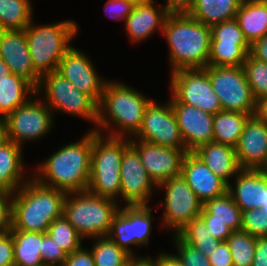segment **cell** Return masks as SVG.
I'll list each match as a JSON object with an SVG mask.
<instances>
[{
	"label": "cell",
	"mask_w": 267,
	"mask_h": 266,
	"mask_svg": "<svg viewBox=\"0 0 267 266\" xmlns=\"http://www.w3.org/2000/svg\"><path fill=\"white\" fill-rule=\"evenodd\" d=\"M151 101L152 98L127 84L106 81L98 104L95 131L100 134L107 131L104 136L132 138L140 129L145 109Z\"/></svg>",
	"instance_id": "obj_1"
},
{
	"label": "cell",
	"mask_w": 267,
	"mask_h": 266,
	"mask_svg": "<svg viewBox=\"0 0 267 266\" xmlns=\"http://www.w3.org/2000/svg\"><path fill=\"white\" fill-rule=\"evenodd\" d=\"M91 154L92 130H88L79 141L66 144L51 154L31 177L46 187L67 193L86 191L91 171Z\"/></svg>",
	"instance_id": "obj_2"
},
{
	"label": "cell",
	"mask_w": 267,
	"mask_h": 266,
	"mask_svg": "<svg viewBox=\"0 0 267 266\" xmlns=\"http://www.w3.org/2000/svg\"><path fill=\"white\" fill-rule=\"evenodd\" d=\"M162 35L169 48L171 73L182 69H204L208 65L210 26L187 13L168 14Z\"/></svg>",
	"instance_id": "obj_3"
},
{
	"label": "cell",
	"mask_w": 267,
	"mask_h": 266,
	"mask_svg": "<svg viewBox=\"0 0 267 266\" xmlns=\"http://www.w3.org/2000/svg\"><path fill=\"white\" fill-rule=\"evenodd\" d=\"M67 192L46 187L30 177L13 194L12 229L46 233L63 216Z\"/></svg>",
	"instance_id": "obj_4"
},
{
	"label": "cell",
	"mask_w": 267,
	"mask_h": 266,
	"mask_svg": "<svg viewBox=\"0 0 267 266\" xmlns=\"http://www.w3.org/2000/svg\"><path fill=\"white\" fill-rule=\"evenodd\" d=\"M129 138L104 136L92 130L91 171L88 191L119 202L121 196L120 167Z\"/></svg>",
	"instance_id": "obj_5"
},
{
	"label": "cell",
	"mask_w": 267,
	"mask_h": 266,
	"mask_svg": "<svg viewBox=\"0 0 267 266\" xmlns=\"http://www.w3.org/2000/svg\"><path fill=\"white\" fill-rule=\"evenodd\" d=\"M34 70L42 77L57 71L58 64L72 47L78 32L75 21L64 20L48 25H36L32 21L24 29Z\"/></svg>",
	"instance_id": "obj_6"
},
{
	"label": "cell",
	"mask_w": 267,
	"mask_h": 266,
	"mask_svg": "<svg viewBox=\"0 0 267 266\" xmlns=\"http://www.w3.org/2000/svg\"><path fill=\"white\" fill-rule=\"evenodd\" d=\"M120 203L92 194L88 190L68 192L63 217L83 238L107 236Z\"/></svg>",
	"instance_id": "obj_7"
},
{
	"label": "cell",
	"mask_w": 267,
	"mask_h": 266,
	"mask_svg": "<svg viewBox=\"0 0 267 266\" xmlns=\"http://www.w3.org/2000/svg\"><path fill=\"white\" fill-rule=\"evenodd\" d=\"M43 89V101L53 113L60 111L70 116H79L95 125V128L90 130L96 129L98 104L89 95L79 91L68 79L56 71L45 74L36 88V97L43 93Z\"/></svg>",
	"instance_id": "obj_8"
},
{
	"label": "cell",
	"mask_w": 267,
	"mask_h": 266,
	"mask_svg": "<svg viewBox=\"0 0 267 266\" xmlns=\"http://www.w3.org/2000/svg\"><path fill=\"white\" fill-rule=\"evenodd\" d=\"M204 70L208 73L222 110L254 116L256 99L247 82L243 66L215 67L207 65Z\"/></svg>",
	"instance_id": "obj_9"
},
{
	"label": "cell",
	"mask_w": 267,
	"mask_h": 266,
	"mask_svg": "<svg viewBox=\"0 0 267 266\" xmlns=\"http://www.w3.org/2000/svg\"><path fill=\"white\" fill-rule=\"evenodd\" d=\"M170 102L191 105L215 115L222 110L204 69H182L170 74Z\"/></svg>",
	"instance_id": "obj_10"
},
{
	"label": "cell",
	"mask_w": 267,
	"mask_h": 266,
	"mask_svg": "<svg viewBox=\"0 0 267 266\" xmlns=\"http://www.w3.org/2000/svg\"><path fill=\"white\" fill-rule=\"evenodd\" d=\"M164 189V212L161 226L173 229L174 235L193 219L198 218L203 204L182 175L169 178L158 185Z\"/></svg>",
	"instance_id": "obj_11"
},
{
	"label": "cell",
	"mask_w": 267,
	"mask_h": 266,
	"mask_svg": "<svg viewBox=\"0 0 267 266\" xmlns=\"http://www.w3.org/2000/svg\"><path fill=\"white\" fill-rule=\"evenodd\" d=\"M34 99L30 98L6 117L7 138L21 147L25 141L42 138L54 125V114L47 104L39 97Z\"/></svg>",
	"instance_id": "obj_12"
},
{
	"label": "cell",
	"mask_w": 267,
	"mask_h": 266,
	"mask_svg": "<svg viewBox=\"0 0 267 266\" xmlns=\"http://www.w3.org/2000/svg\"><path fill=\"white\" fill-rule=\"evenodd\" d=\"M152 208L148 205L120 206L113 218L108 237L135 257L132 245L149 244L152 228Z\"/></svg>",
	"instance_id": "obj_13"
},
{
	"label": "cell",
	"mask_w": 267,
	"mask_h": 266,
	"mask_svg": "<svg viewBox=\"0 0 267 266\" xmlns=\"http://www.w3.org/2000/svg\"><path fill=\"white\" fill-rule=\"evenodd\" d=\"M129 139L186 149L170 100L166 104H159L153 99L145 109L140 129Z\"/></svg>",
	"instance_id": "obj_14"
},
{
	"label": "cell",
	"mask_w": 267,
	"mask_h": 266,
	"mask_svg": "<svg viewBox=\"0 0 267 266\" xmlns=\"http://www.w3.org/2000/svg\"><path fill=\"white\" fill-rule=\"evenodd\" d=\"M130 145L138 152L142 165L157 186L169 178L181 175L187 149L164 147L137 139H130Z\"/></svg>",
	"instance_id": "obj_15"
},
{
	"label": "cell",
	"mask_w": 267,
	"mask_h": 266,
	"mask_svg": "<svg viewBox=\"0 0 267 266\" xmlns=\"http://www.w3.org/2000/svg\"><path fill=\"white\" fill-rule=\"evenodd\" d=\"M120 180L121 198L126 205H148L153 188H158L131 145L123 153Z\"/></svg>",
	"instance_id": "obj_16"
},
{
	"label": "cell",
	"mask_w": 267,
	"mask_h": 266,
	"mask_svg": "<svg viewBox=\"0 0 267 266\" xmlns=\"http://www.w3.org/2000/svg\"><path fill=\"white\" fill-rule=\"evenodd\" d=\"M56 72L68 79L79 91L89 95L97 104L100 103L107 80L98 76L90 58L82 51L72 46L60 60Z\"/></svg>",
	"instance_id": "obj_17"
},
{
	"label": "cell",
	"mask_w": 267,
	"mask_h": 266,
	"mask_svg": "<svg viewBox=\"0 0 267 266\" xmlns=\"http://www.w3.org/2000/svg\"><path fill=\"white\" fill-rule=\"evenodd\" d=\"M0 57L12 73L25 78L35 88L39 86L41 76L32 65L25 30H0Z\"/></svg>",
	"instance_id": "obj_18"
},
{
	"label": "cell",
	"mask_w": 267,
	"mask_h": 266,
	"mask_svg": "<svg viewBox=\"0 0 267 266\" xmlns=\"http://www.w3.org/2000/svg\"><path fill=\"white\" fill-rule=\"evenodd\" d=\"M188 152L213 141L214 115L182 103H171Z\"/></svg>",
	"instance_id": "obj_19"
},
{
	"label": "cell",
	"mask_w": 267,
	"mask_h": 266,
	"mask_svg": "<svg viewBox=\"0 0 267 266\" xmlns=\"http://www.w3.org/2000/svg\"><path fill=\"white\" fill-rule=\"evenodd\" d=\"M181 175L202 204L228 192V184L214 174L193 152L185 154Z\"/></svg>",
	"instance_id": "obj_20"
},
{
	"label": "cell",
	"mask_w": 267,
	"mask_h": 266,
	"mask_svg": "<svg viewBox=\"0 0 267 266\" xmlns=\"http://www.w3.org/2000/svg\"><path fill=\"white\" fill-rule=\"evenodd\" d=\"M235 152L241 169L259 170L267 158V124L251 116L245 124Z\"/></svg>",
	"instance_id": "obj_21"
},
{
	"label": "cell",
	"mask_w": 267,
	"mask_h": 266,
	"mask_svg": "<svg viewBox=\"0 0 267 266\" xmlns=\"http://www.w3.org/2000/svg\"><path fill=\"white\" fill-rule=\"evenodd\" d=\"M159 6V8H158ZM155 7V0L135 5L125 22V29L131 42L139 43L151 37L154 32H163L168 12L163 4Z\"/></svg>",
	"instance_id": "obj_22"
},
{
	"label": "cell",
	"mask_w": 267,
	"mask_h": 266,
	"mask_svg": "<svg viewBox=\"0 0 267 266\" xmlns=\"http://www.w3.org/2000/svg\"><path fill=\"white\" fill-rule=\"evenodd\" d=\"M235 177V186L230 183L228 193L242 212L261 208L266 197L267 175L260 170L242 169Z\"/></svg>",
	"instance_id": "obj_23"
},
{
	"label": "cell",
	"mask_w": 267,
	"mask_h": 266,
	"mask_svg": "<svg viewBox=\"0 0 267 266\" xmlns=\"http://www.w3.org/2000/svg\"><path fill=\"white\" fill-rule=\"evenodd\" d=\"M193 153L228 185L230 177H235L242 170L232 146L211 141L201 145Z\"/></svg>",
	"instance_id": "obj_24"
},
{
	"label": "cell",
	"mask_w": 267,
	"mask_h": 266,
	"mask_svg": "<svg viewBox=\"0 0 267 266\" xmlns=\"http://www.w3.org/2000/svg\"><path fill=\"white\" fill-rule=\"evenodd\" d=\"M22 148L9 140L0 145V193L13 194L30 179L24 176Z\"/></svg>",
	"instance_id": "obj_25"
},
{
	"label": "cell",
	"mask_w": 267,
	"mask_h": 266,
	"mask_svg": "<svg viewBox=\"0 0 267 266\" xmlns=\"http://www.w3.org/2000/svg\"><path fill=\"white\" fill-rule=\"evenodd\" d=\"M235 20L247 42L253 44L267 35V0H242Z\"/></svg>",
	"instance_id": "obj_26"
},
{
	"label": "cell",
	"mask_w": 267,
	"mask_h": 266,
	"mask_svg": "<svg viewBox=\"0 0 267 266\" xmlns=\"http://www.w3.org/2000/svg\"><path fill=\"white\" fill-rule=\"evenodd\" d=\"M241 2L242 0H195L187 14L211 27L235 19Z\"/></svg>",
	"instance_id": "obj_27"
},
{
	"label": "cell",
	"mask_w": 267,
	"mask_h": 266,
	"mask_svg": "<svg viewBox=\"0 0 267 266\" xmlns=\"http://www.w3.org/2000/svg\"><path fill=\"white\" fill-rule=\"evenodd\" d=\"M36 95V88L25 78L11 73L0 82V117H7ZM29 96V97H28Z\"/></svg>",
	"instance_id": "obj_28"
},
{
	"label": "cell",
	"mask_w": 267,
	"mask_h": 266,
	"mask_svg": "<svg viewBox=\"0 0 267 266\" xmlns=\"http://www.w3.org/2000/svg\"><path fill=\"white\" fill-rule=\"evenodd\" d=\"M199 217L203 221L223 222L233 231H240L242 228V210L228 192L205 202Z\"/></svg>",
	"instance_id": "obj_29"
},
{
	"label": "cell",
	"mask_w": 267,
	"mask_h": 266,
	"mask_svg": "<svg viewBox=\"0 0 267 266\" xmlns=\"http://www.w3.org/2000/svg\"><path fill=\"white\" fill-rule=\"evenodd\" d=\"M15 266H44L42 262V233L11 230Z\"/></svg>",
	"instance_id": "obj_30"
},
{
	"label": "cell",
	"mask_w": 267,
	"mask_h": 266,
	"mask_svg": "<svg viewBox=\"0 0 267 266\" xmlns=\"http://www.w3.org/2000/svg\"><path fill=\"white\" fill-rule=\"evenodd\" d=\"M250 117L235 111L217 112L213 119V141L235 148Z\"/></svg>",
	"instance_id": "obj_31"
},
{
	"label": "cell",
	"mask_w": 267,
	"mask_h": 266,
	"mask_svg": "<svg viewBox=\"0 0 267 266\" xmlns=\"http://www.w3.org/2000/svg\"><path fill=\"white\" fill-rule=\"evenodd\" d=\"M251 45L249 43H221L210 41L208 65L215 67H240L243 66Z\"/></svg>",
	"instance_id": "obj_32"
},
{
	"label": "cell",
	"mask_w": 267,
	"mask_h": 266,
	"mask_svg": "<svg viewBox=\"0 0 267 266\" xmlns=\"http://www.w3.org/2000/svg\"><path fill=\"white\" fill-rule=\"evenodd\" d=\"M30 0H0V30L25 29L32 21Z\"/></svg>",
	"instance_id": "obj_33"
},
{
	"label": "cell",
	"mask_w": 267,
	"mask_h": 266,
	"mask_svg": "<svg viewBox=\"0 0 267 266\" xmlns=\"http://www.w3.org/2000/svg\"><path fill=\"white\" fill-rule=\"evenodd\" d=\"M176 235L184 243L194 247L206 257L211 255L221 242L211 235L200 217L193 219Z\"/></svg>",
	"instance_id": "obj_34"
},
{
	"label": "cell",
	"mask_w": 267,
	"mask_h": 266,
	"mask_svg": "<svg viewBox=\"0 0 267 266\" xmlns=\"http://www.w3.org/2000/svg\"><path fill=\"white\" fill-rule=\"evenodd\" d=\"M96 239L92 246L91 254L95 266H128L133 258L126 250L119 247L108 236H102Z\"/></svg>",
	"instance_id": "obj_35"
},
{
	"label": "cell",
	"mask_w": 267,
	"mask_h": 266,
	"mask_svg": "<svg viewBox=\"0 0 267 266\" xmlns=\"http://www.w3.org/2000/svg\"><path fill=\"white\" fill-rule=\"evenodd\" d=\"M46 233L67 254L74 252L82 246L83 238L63 216L55 219L48 227Z\"/></svg>",
	"instance_id": "obj_36"
},
{
	"label": "cell",
	"mask_w": 267,
	"mask_h": 266,
	"mask_svg": "<svg viewBox=\"0 0 267 266\" xmlns=\"http://www.w3.org/2000/svg\"><path fill=\"white\" fill-rule=\"evenodd\" d=\"M233 266H251L255 254L256 237L240 230L227 239Z\"/></svg>",
	"instance_id": "obj_37"
},
{
	"label": "cell",
	"mask_w": 267,
	"mask_h": 266,
	"mask_svg": "<svg viewBox=\"0 0 267 266\" xmlns=\"http://www.w3.org/2000/svg\"><path fill=\"white\" fill-rule=\"evenodd\" d=\"M243 69L255 99L267 96V63L258 61L248 54Z\"/></svg>",
	"instance_id": "obj_38"
},
{
	"label": "cell",
	"mask_w": 267,
	"mask_h": 266,
	"mask_svg": "<svg viewBox=\"0 0 267 266\" xmlns=\"http://www.w3.org/2000/svg\"><path fill=\"white\" fill-rule=\"evenodd\" d=\"M210 41H221V43H248L235 19L211 26Z\"/></svg>",
	"instance_id": "obj_39"
},
{
	"label": "cell",
	"mask_w": 267,
	"mask_h": 266,
	"mask_svg": "<svg viewBox=\"0 0 267 266\" xmlns=\"http://www.w3.org/2000/svg\"><path fill=\"white\" fill-rule=\"evenodd\" d=\"M242 231L256 237H267V214L261 208L242 212Z\"/></svg>",
	"instance_id": "obj_40"
},
{
	"label": "cell",
	"mask_w": 267,
	"mask_h": 266,
	"mask_svg": "<svg viewBox=\"0 0 267 266\" xmlns=\"http://www.w3.org/2000/svg\"><path fill=\"white\" fill-rule=\"evenodd\" d=\"M173 239L177 249L175 255L185 266H211L208 257L197 249L184 243L177 235H173Z\"/></svg>",
	"instance_id": "obj_41"
},
{
	"label": "cell",
	"mask_w": 267,
	"mask_h": 266,
	"mask_svg": "<svg viewBox=\"0 0 267 266\" xmlns=\"http://www.w3.org/2000/svg\"><path fill=\"white\" fill-rule=\"evenodd\" d=\"M67 255L47 233H42L41 257L44 266H62Z\"/></svg>",
	"instance_id": "obj_42"
},
{
	"label": "cell",
	"mask_w": 267,
	"mask_h": 266,
	"mask_svg": "<svg viewBox=\"0 0 267 266\" xmlns=\"http://www.w3.org/2000/svg\"><path fill=\"white\" fill-rule=\"evenodd\" d=\"M12 194L0 193V234L12 229Z\"/></svg>",
	"instance_id": "obj_43"
},
{
	"label": "cell",
	"mask_w": 267,
	"mask_h": 266,
	"mask_svg": "<svg viewBox=\"0 0 267 266\" xmlns=\"http://www.w3.org/2000/svg\"><path fill=\"white\" fill-rule=\"evenodd\" d=\"M134 6L135 5L132 2L127 0H107L104 12L112 19H124V22H126V19L132 12Z\"/></svg>",
	"instance_id": "obj_44"
},
{
	"label": "cell",
	"mask_w": 267,
	"mask_h": 266,
	"mask_svg": "<svg viewBox=\"0 0 267 266\" xmlns=\"http://www.w3.org/2000/svg\"><path fill=\"white\" fill-rule=\"evenodd\" d=\"M0 266H15L11 232L0 234Z\"/></svg>",
	"instance_id": "obj_45"
},
{
	"label": "cell",
	"mask_w": 267,
	"mask_h": 266,
	"mask_svg": "<svg viewBox=\"0 0 267 266\" xmlns=\"http://www.w3.org/2000/svg\"><path fill=\"white\" fill-rule=\"evenodd\" d=\"M62 266H95L91 250L81 246L79 249L67 255Z\"/></svg>",
	"instance_id": "obj_46"
},
{
	"label": "cell",
	"mask_w": 267,
	"mask_h": 266,
	"mask_svg": "<svg viewBox=\"0 0 267 266\" xmlns=\"http://www.w3.org/2000/svg\"><path fill=\"white\" fill-rule=\"evenodd\" d=\"M211 266H233L231 251L227 241H221L215 251L208 256Z\"/></svg>",
	"instance_id": "obj_47"
},
{
	"label": "cell",
	"mask_w": 267,
	"mask_h": 266,
	"mask_svg": "<svg viewBox=\"0 0 267 266\" xmlns=\"http://www.w3.org/2000/svg\"><path fill=\"white\" fill-rule=\"evenodd\" d=\"M211 235L220 240L227 241V239L234 232L230 227L225 223L219 221H204Z\"/></svg>",
	"instance_id": "obj_48"
},
{
	"label": "cell",
	"mask_w": 267,
	"mask_h": 266,
	"mask_svg": "<svg viewBox=\"0 0 267 266\" xmlns=\"http://www.w3.org/2000/svg\"><path fill=\"white\" fill-rule=\"evenodd\" d=\"M195 0H166L164 8L169 14L188 13L193 7Z\"/></svg>",
	"instance_id": "obj_49"
},
{
	"label": "cell",
	"mask_w": 267,
	"mask_h": 266,
	"mask_svg": "<svg viewBox=\"0 0 267 266\" xmlns=\"http://www.w3.org/2000/svg\"><path fill=\"white\" fill-rule=\"evenodd\" d=\"M251 266H267V237L256 238L255 254Z\"/></svg>",
	"instance_id": "obj_50"
},
{
	"label": "cell",
	"mask_w": 267,
	"mask_h": 266,
	"mask_svg": "<svg viewBox=\"0 0 267 266\" xmlns=\"http://www.w3.org/2000/svg\"><path fill=\"white\" fill-rule=\"evenodd\" d=\"M249 54L256 60L267 63V35L251 44Z\"/></svg>",
	"instance_id": "obj_51"
},
{
	"label": "cell",
	"mask_w": 267,
	"mask_h": 266,
	"mask_svg": "<svg viewBox=\"0 0 267 266\" xmlns=\"http://www.w3.org/2000/svg\"><path fill=\"white\" fill-rule=\"evenodd\" d=\"M158 266H185L174 254L160 253L155 258Z\"/></svg>",
	"instance_id": "obj_52"
},
{
	"label": "cell",
	"mask_w": 267,
	"mask_h": 266,
	"mask_svg": "<svg viewBox=\"0 0 267 266\" xmlns=\"http://www.w3.org/2000/svg\"><path fill=\"white\" fill-rule=\"evenodd\" d=\"M254 116L267 124V96H262L256 100Z\"/></svg>",
	"instance_id": "obj_53"
},
{
	"label": "cell",
	"mask_w": 267,
	"mask_h": 266,
	"mask_svg": "<svg viewBox=\"0 0 267 266\" xmlns=\"http://www.w3.org/2000/svg\"><path fill=\"white\" fill-rule=\"evenodd\" d=\"M128 266H158L157 265V260L153 259L152 257H150L149 255L147 257H140L135 256L133 257L130 261Z\"/></svg>",
	"instance_id": "obj_54"
},
{
	"label": "cell",
	"mask_w": 267,
	"mask_h": 266,
	"mask_svg": "<svg viewBox=\"0 0 267 266\" xmlns=\"http://www.w3.org/2000/svg\"><path fill=\"white\" fill-rule=\"evenodd\" d=\"M8 141L7 138V123L5 117H0V145Z\"/></svg>",
	"instance_id": "obj_55"
},
{
	"label": "cell",
	"mask_w": 267,
	"mask_h": 266,
	"mask_svg": "<svg viewBox=\"0 0 267 266\" xmlns=\"http://www.w3.org/2000/svg\"><path fill=\"white\" fill-rule=\"evenodd\" d=\"M11 73L9 66L0 57V82L6 80Z\"/></svg>",
	"instance_id": "obj_56"
},
{
	"label": "cell",
	"mask_w": 267,
	"mask_h": 266,
	"mask_svg": "<svg viewBox=\"0 0 267 266\" xmlns=\"http://www.w3.org/2000/svg\"><path fill=\"white\" fill-rule=\"evenodd\" d=\"M127 1L132 2L134 5H138V4H141V3L149 2L150 0H127Z\"/></svg>",
	"instance_id": "obj_57"
},
{
	"label": "cell",
	"mask_w": 267,
	"mask_h": 266,
	"mask_svg": "<svg viewBox=\"0 0 267 266\" xmlns=\"http://www.w3.org/2000/svg\"><path fill=\"white\" fill-rule=\"evenodd\" d=\"M263 174L267 175V158L265 163L262 165V167L259 169Z\"/></svg>",
	"instance_id": "obj_58"
},
{
	"label": "cell",
	"mask_w": 267,
	"mask_h": 266,
	"mask_svg": "<svg viewBox=\"0 0 267 266\" xmlns=\"http://www.w3.org/2000/svg\"><path fill=\"white\" fill-rule=\"evenodd\" d=\"M261 209L267 214V188H266V197L264 205L261 207Z\"/></svg>",
	"instance_id": "obj_59"
}]
</instances>
